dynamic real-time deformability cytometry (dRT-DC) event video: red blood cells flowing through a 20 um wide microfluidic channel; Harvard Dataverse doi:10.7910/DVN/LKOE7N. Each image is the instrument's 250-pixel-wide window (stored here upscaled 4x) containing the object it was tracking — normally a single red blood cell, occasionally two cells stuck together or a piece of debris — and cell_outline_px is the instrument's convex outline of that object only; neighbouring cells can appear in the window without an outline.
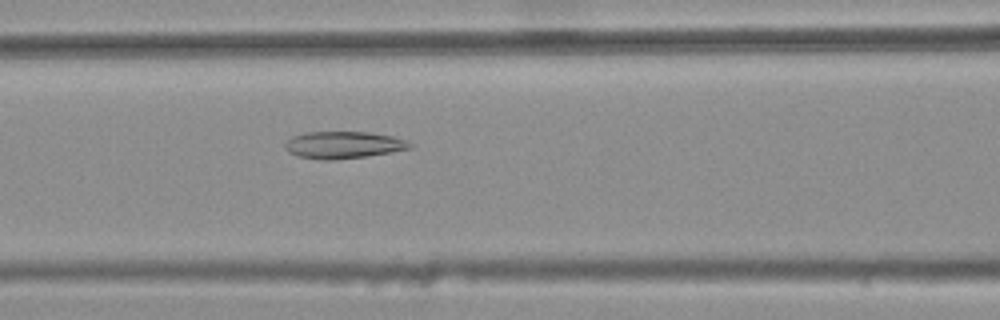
{"species": "common noctule bat (a hibernating species)", "species_latin": "Nyctalus noctula", "temperature_condition": "warm", "stored_images_in_passage": 43, "camera_frame_rate_fps": 3000, "um_per_image_px": 0.085, "animal": {"sex": "female", "body_mass_g": 25.1}, "frame": {"image": 1, "passage_image": 17, "time_ms": 5.333, "image_size_px": [1000, 320], "cell_outline_px": [[412, 148], [392, 152], [368, 156], [336, 160], [324, 160], [300, 156], [288, 152], [284, 148], [284, 144], [292, 136], [304, 132], [368, 132], [392, 136], [408, 140], [412, 144]], "centroid_in_image_um": [29.2, 12.32], "position_along_channel_um": 137.4, "area_um2": 19.83}}
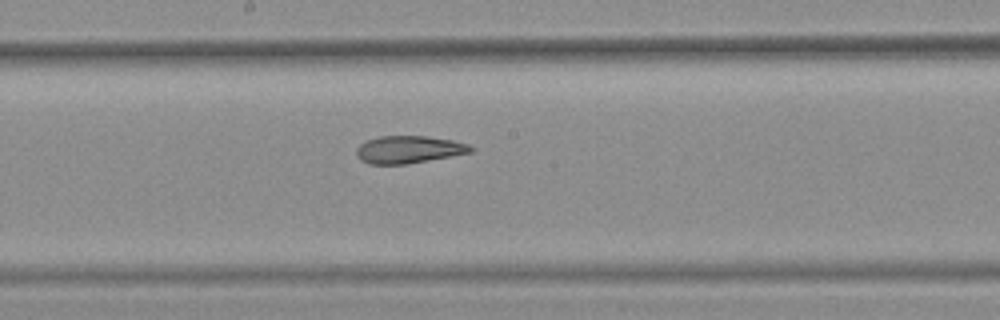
{"frame": {"image": 2, "passage_image": 23, "time_ms": 7.333, "image_size_px": [1000, 320], "cell_outline_px": [[476, 148], [472, 152], [452, 156], [404, 164], [368, 164], [360, 160], [356, 156], [356, 148], [360, 144], [368, 140], [380, 136], [428, 136], [452, 140], [468, 144]], "centroid_in_image_um": [34.74, 12.71], "position_along_channel_um": 213.5, "area_um2": 18.32}}
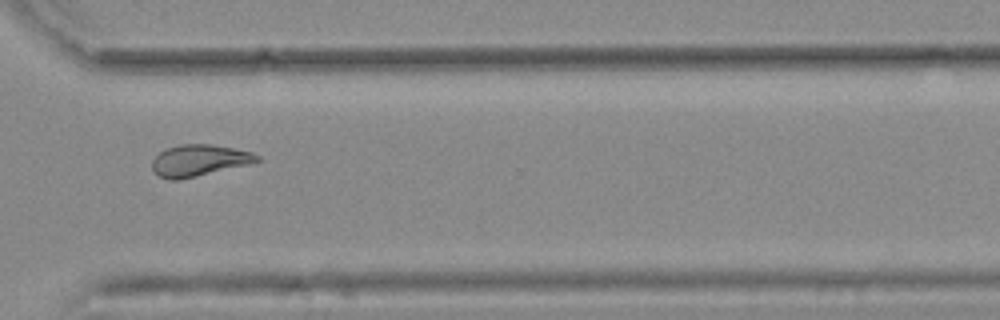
{"frame": {"image": 3, "passage_image": 34, "time_ms": 11.0, "image_size_px": [1000, 320], "cell_outline_px": [[260, 160], [248, 164], [180, 180], [168, 180], [160, 176], [152, 168], [152, 160], [160, 152], [168, 148], [180, 144], [212, 144], [252, 152], [260, 156]], "centroid_in_image_um": [16.91, 13.63], "position_along_channel_um": 353.7, "area_um2": 19.07}, "authors_computed_cell_mechanics": {"area_um2": 19.5364, "velocity_mm_per_s": 3.8199, "shape_relaxation_time_tau1_ms": null, "shape_relaxation_time_tau2_ms": 3.184, "deformation_change_tau1": null, "deformation_change_tau2": 0.1128}}